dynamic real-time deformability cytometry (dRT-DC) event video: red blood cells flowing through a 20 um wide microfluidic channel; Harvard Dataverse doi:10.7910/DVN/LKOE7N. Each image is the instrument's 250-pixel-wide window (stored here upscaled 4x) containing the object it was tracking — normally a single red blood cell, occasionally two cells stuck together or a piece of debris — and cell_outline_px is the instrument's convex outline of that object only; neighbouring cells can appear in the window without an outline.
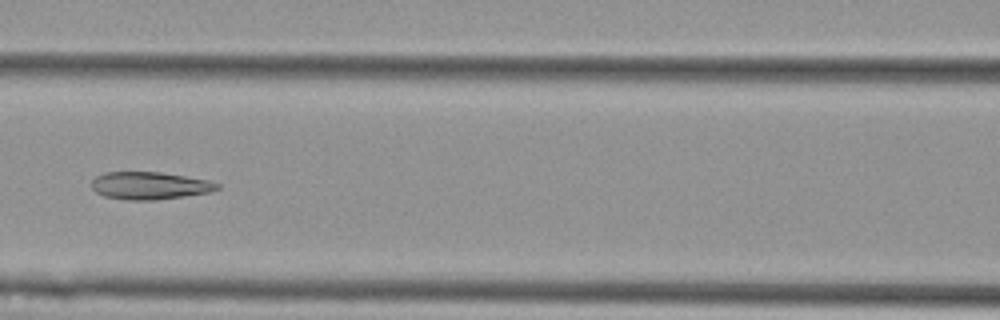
{"species": "Egyptian fruit bat (a non-hibernating species)", "species_latin": "Rousettus aegyptiacus", "temperature_condition": "cold", "stored_images_in_passage": 7, "camera_frame_rate_fps": 3000, "um_per_image_px": 0.085, "animal": {"sex": "female"}, "frame": {"image": 1, "passage_image": 7, "time_ms": 2.0, "image_size_px": [1000, 320], "cell_outline_px": [[220, 188], [208, 192], [156, 200], [128, 200], [104, 196], [96, 192], [92, 188], [92, 180], [96, 176], [104, 172], [160, 172], [208, 180], [220, 184]], "centroid_in_image_um": [12.69, 15.77], "position_along_channel_um": 153.9, "area_um2": 20.0}}